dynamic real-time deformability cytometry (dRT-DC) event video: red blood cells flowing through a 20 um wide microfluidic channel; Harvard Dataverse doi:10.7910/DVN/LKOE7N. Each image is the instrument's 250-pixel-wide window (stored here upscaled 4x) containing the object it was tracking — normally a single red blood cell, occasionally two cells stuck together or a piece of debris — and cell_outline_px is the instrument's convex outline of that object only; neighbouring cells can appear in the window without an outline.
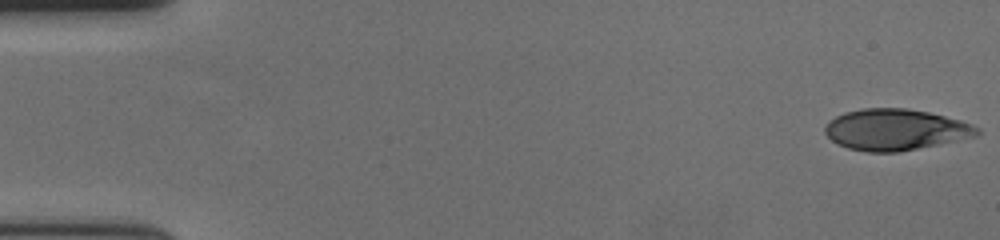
{"species": "human", "species_latin": "Homo sapiens", "temperature_condition": "cold", "stored_images_in_passage": 57, "camera_frame_rate_fps": 3000, "um_per_image_px": 0.085, "donor": {"sex": "female"}, "frame": {"image": 1, "passage_image": 1, "time_ms": 0.0, "image_size_px": [1000, 240], "cell_outline_px": [[980, 132], [976, 136], [896, 152], [868, 152], [848, 148], [836, 144], [824, 132], [824, 128], [828, 120], [844, 112], [864, 108], [908, 108], [928, 112], [960, 120], [972, 124], [980, 128]], "centroid_in_image_um": [76.07, 11.01], "position_along_channel_um": 8.9, "area_um2": 36.36}}
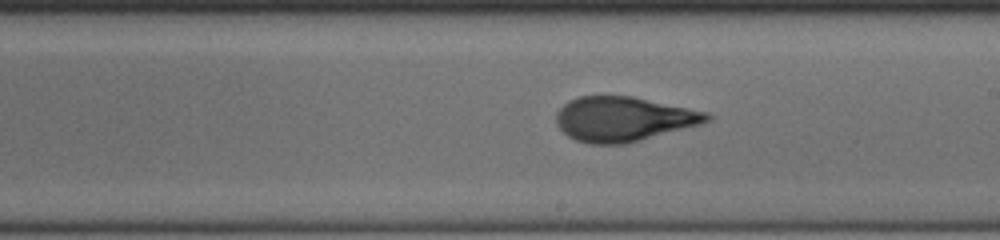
{"frame": {"image": 2, "passage_image": 33, "time_ms": 10.667, "image_size_px": [1000, 240], "cell_outline_px": [[712, 120], [700, 124], [624, 144], [588, 144], [576, 140], [568, 136], [556, 124], [556, 112], [568, 100], [580, 96], [632, 96], [708, 112], [712, 116]], "centroid_in_image_um": [52.97, 10.11], "position_along_channel_um": 236.0, "area_um2": 39.02}}
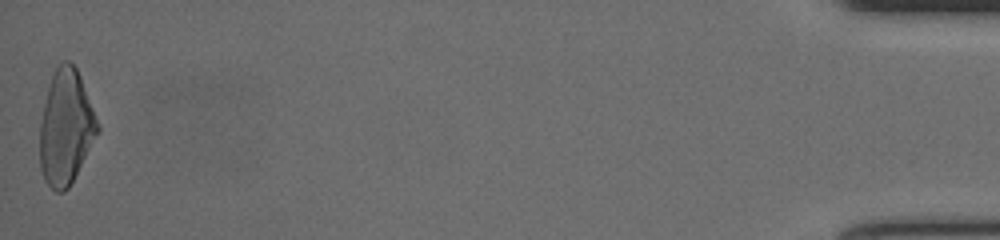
{"frame": {"image": 3, "passage_image": 57, "time_ms": 18.667, "image_size_px": [1000, 240], "cell_outline_px": [[100, 132], [68, 188], [64, 192], [56, 192], [44, 180], [40, 168], [40, 124], [48, 84], [56, 68], [64, 60], [68, 60], [76, 68], [80, 76], [100, 128]], "centroid_in_image_um": [5.59, 10.85], "position_along_channel_um": 429.6, "area_um2": 38.38}, "authors_computed_cell_mechanics": {"area_um2": 38.2058, "velocity_mm_per_s": 3.6567, "shape_relaxation_time_tau1_ms": 5.1468, "shape_relaxation_time_tau2_ms": 1.1046, "deformation_change_tau1": 0.21, "deformation_change_tau2": 0.0844}}